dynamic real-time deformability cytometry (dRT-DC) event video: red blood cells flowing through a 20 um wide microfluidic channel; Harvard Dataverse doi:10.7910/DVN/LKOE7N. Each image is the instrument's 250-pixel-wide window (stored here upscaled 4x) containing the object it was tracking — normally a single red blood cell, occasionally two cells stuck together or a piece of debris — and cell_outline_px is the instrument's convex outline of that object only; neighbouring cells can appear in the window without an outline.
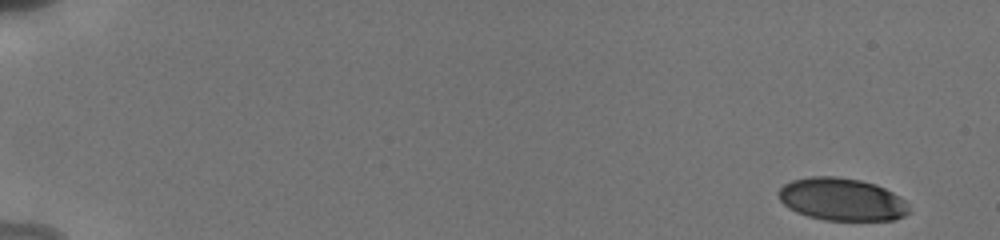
{"species": "human", "species_latin": "Homo sapiens", "temperature_condition": "cold", "stored_images_in_passage": 54, "camera_frame_rate_fps": 3000, "um_per_image_px": 0.085, "donor": {"sex": "male"}, "frame": {"image": 1, "passage_image": 1, "time_ms": 0.0, "image_size_px": [1000, 240], "cell_outline_px": [[908, 212], [904, 216], [892, 220], [824, 220], [808, 216], [796, 212], [788, 208], [780, 200], [780, 188], [784, 184], [792, 180], [812, 176], [836, 176], [860, 180], [876, 184], [908, 200]], "centroid_in_image_um": [71.58, 16.94], "position_along_channel_um": 13.4, "area_um2": 32.43}}
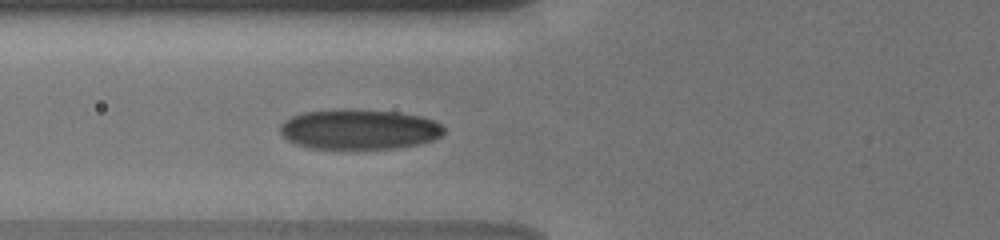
{"frame": {"image": 2, "passage_image": 18, "time_ms": 6.667, "image_size_px": [1000, 240], "cell_outline_px": [[444, 132], [440, 136], [432, 140], [420, 144], [396, 148], [308, 148], [296, 144], [288, 140], [280, 132], [280, 124], [284, 120], [292, 116], [304, 112], [340, 108], [352, 108], [400, 112], [420, 116], [432, 120], [440, 124], [444, 128]], "centroid_in_image_um": [30.51, 10.97], "position_along_channel_um": 95.3, "area_um2": 38.55}}
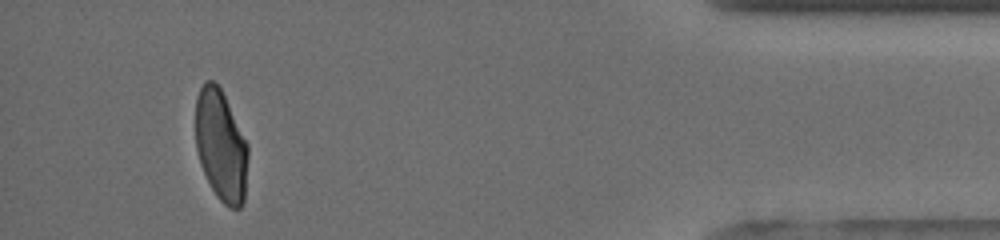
{"frame": {"image": 3, "passage_image": 49, "time_ms": 16.333, "image_size_px": [1000, 240], "cell_outline_px": [[248, 156], [244, 200], [240, 208], [228, 208], [216, 196], [200, 164], [196, 148], [196, 96], [204, 80], [212, 80], [220, 88], [248, 144]], "centroid_in_image_um": [18.77, 12.38], "position_along_channel_um": 416.4, "area_um2": 33.87}, "authors_computed_cell_mechanics": {"area_um2": 36.1539, "velocity_mm_per_s": 3.8477, "shape_relaxation_time_tau1_ms": 4.3464, "shape_relaxation_time_tau2_ms": 1.1896, "deformation_change_tau1": 0.1593, "deformation_change_tau2": 0.0667}}